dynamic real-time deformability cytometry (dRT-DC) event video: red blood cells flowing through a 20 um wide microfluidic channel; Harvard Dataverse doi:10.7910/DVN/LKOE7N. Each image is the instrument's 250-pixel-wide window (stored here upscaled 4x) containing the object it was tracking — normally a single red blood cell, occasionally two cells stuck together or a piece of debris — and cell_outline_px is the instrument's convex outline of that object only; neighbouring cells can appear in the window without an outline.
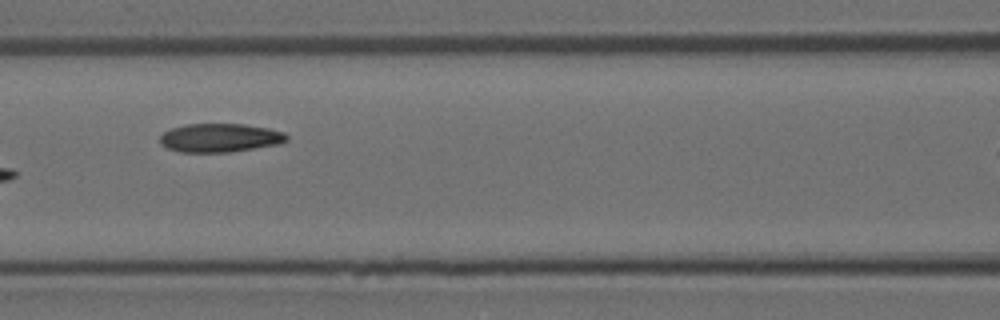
{"species": "Egyptian fruit bat (a non-hibernating species)", "species_latin": "Rousettus aegyptiacus", "temperature_condition": "room temperature", "stored_images_in_passage": 8, "camera_frame_rate_fps": 3000, "um_per_image_px": 0.085, "animal": {"sex": "female"}, "frame": {"image": 1, "passage_image": 7, "time_ms": 7.667, "image_size_px": [1000, 320], "cell_outline_px": [[288, 140], [276, 144], [228, 152], [180, 152], [168, 148], [160, 144], [160, 136], [164, 132], [172, 128], [188, 124], [244, 124], [268, 128], [284, 132], [288, 136]], "centroid_in_image_um": [18.68, 11.71], "position_along_channel_um": 147.9, "area_um2": 20.92}}